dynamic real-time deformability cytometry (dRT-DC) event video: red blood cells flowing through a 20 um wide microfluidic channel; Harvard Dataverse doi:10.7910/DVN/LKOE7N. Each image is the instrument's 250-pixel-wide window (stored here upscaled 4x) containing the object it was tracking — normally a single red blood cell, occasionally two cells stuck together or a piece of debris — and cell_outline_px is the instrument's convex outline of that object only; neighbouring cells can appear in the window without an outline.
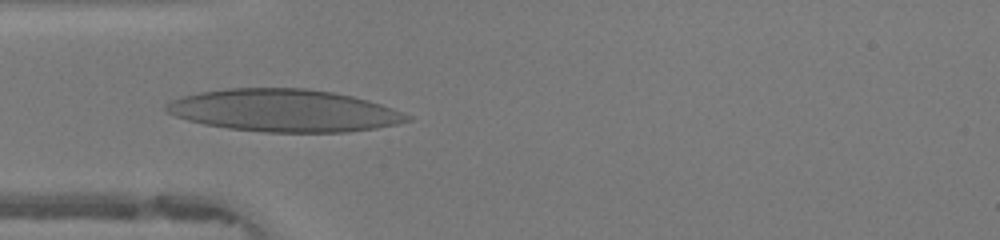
{"species": "human", "species_latin": "Homo sapiens", "temperature_condition": "warm", "stored_images_in_passage": 46, "camera_frame_rate_fps": 3000, "um_per_image_px": 0.085, "donor": {"sex": "female"}, "frame": {"image": 1, "passage_image": 13, "time_ms": 4.0, "image_size_px": [1000, 240], "cell_outline_px": [[412, 120], [396, 124], [376, 128], [348, 132], [264, 132], [228, 128], [204, 124], [188, 120], [176, 116], [168, 112], [164, 108], [164, 104], [172, 100], [184, 96], [200, 92], [228, 88], [308, 88], [332, 92], [352, 96], [368, 100], [404, 112], [412, 116]], "centroid_in_image_um": [24.17, 9.39], "position_along_channel_um": 60.8, "area_um2": 59.48}}
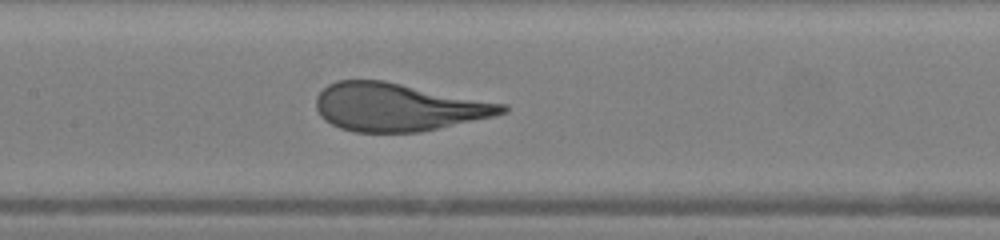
{"frame": {"image": 2, "passage_image": 21, "time_ms": 6.667, "image_size_px": [1000, 240], "cell_outline_px": [[508, 112], [492, 116], [420, 132], [356, 132], [340, 128], [324, 120], [320, 116], [316, 108], [316, 96], [328, 84], [336, 80], [384, 80], [508, 104]], "centroid_in_image_um": [33.82, 9.09], "position_along_channel_um": 173.6, "area_um2": 52.02}}
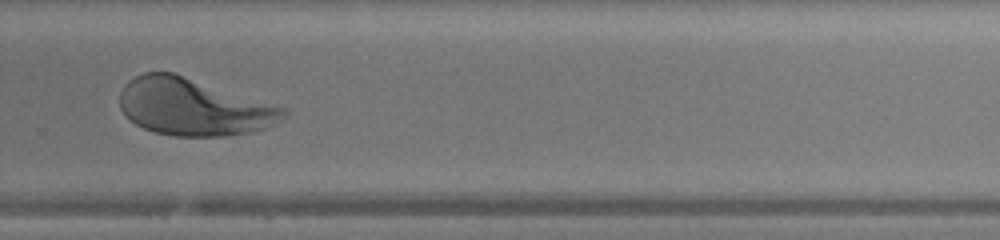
{"frame": {"image": 3, "passage_image": 31, "time_ms": 10.0, "image_size_px": [1000, 240], "cell_outline_px": [[288, 112], [280, 120], [264, 128], [252, 132], [228, 136], [172, 136], [156, 132], [144, 128], [136, 124], [120, 108], [120, 92], [124, 84], [128, 80], [144, 72], [172, 72], [288, 108]], "centroid_in_image_um": [16.45, 9.09], "position_along_channel_um": 313.3, "area_um2": 54.33}}